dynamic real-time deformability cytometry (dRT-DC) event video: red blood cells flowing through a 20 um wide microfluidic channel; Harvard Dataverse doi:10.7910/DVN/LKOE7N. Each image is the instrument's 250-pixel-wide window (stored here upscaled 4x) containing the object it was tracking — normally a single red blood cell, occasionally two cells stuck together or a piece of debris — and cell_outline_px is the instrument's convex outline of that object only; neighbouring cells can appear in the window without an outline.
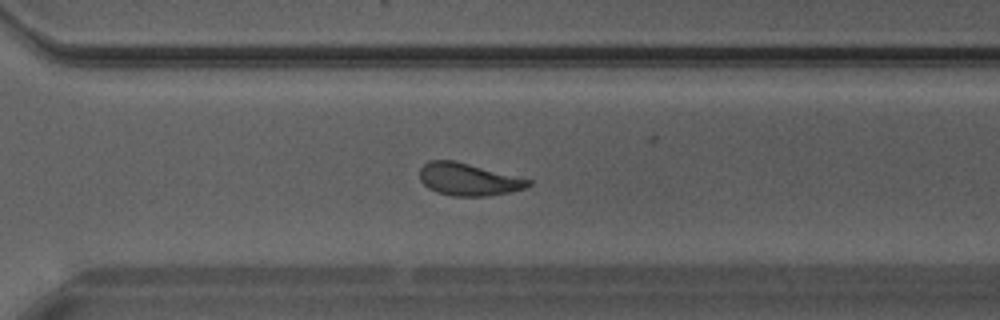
{"species": "Egyptian fruit bat (a non-hibernating species)", "species_latin": "Rousettus aegyptiacus", "temperature_condition": "warm", "stored_images_in_passage": 28, "camera_frame_rate_fps": 3000, "um_per_image_px": 0.085, "animal": {"sex": "male"}, "frame": {"image": 1, "passage_image": 20, "time_ms": 6.333, "image_size_px": [1000, 320], "cell_outline_px": [[532, 184], [524, 188], [508, 192], [488, 196], [452, 196], [436, 192], [428, 188], [420, 180], [420, 168], [428, 160], [452, 160], [532, 180]], "centroid_in_image_um": [39.78, 15.25], "position_along_channel_um": 330.8, "area_um2": 20.29}}